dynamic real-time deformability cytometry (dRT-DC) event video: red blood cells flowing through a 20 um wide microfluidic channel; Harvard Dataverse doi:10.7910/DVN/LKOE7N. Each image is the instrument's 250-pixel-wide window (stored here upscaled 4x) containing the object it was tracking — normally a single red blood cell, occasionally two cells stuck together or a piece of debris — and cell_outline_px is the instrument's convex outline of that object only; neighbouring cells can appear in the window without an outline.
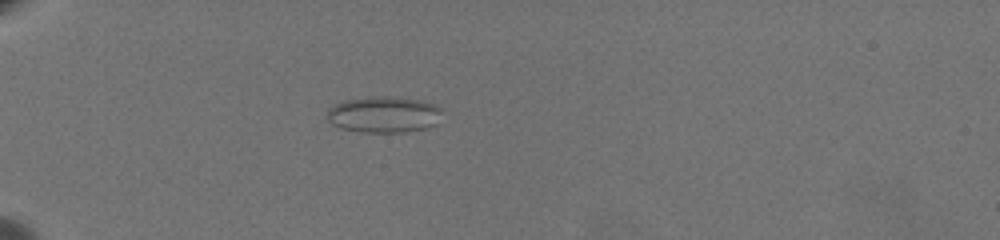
{"species": "common noctule bat (a hibernating species)", "species_latin": "Nyctalus noctula", "temperature_condition": "warm", "stored_images_in_passage": 46, "camera_frame_rate_fps": 3000, "um_per_image_px": 0.085, "animal": {"sex": "female", "body_mass_g": 19.5, "forearm_length_mm": 54.1}, "frame": {"image": 1, "passage_image": 3, "time_ms": 0.667, "image_size_px": [1000, 240], "cell_outline_px": [[444, 108], [436, 124], [424, 128], [404, 132], [360, 132], [340, 128], [332, 124], [324, 116], [328, 108], [332, 104], [344, 100], [368, 96], [392, 96], [420, 100], [436, 104]], "centroid_in_image_um": [32.58, 9.71], "position_along_channel_um": 52.4, "area_um2": 24.85}}
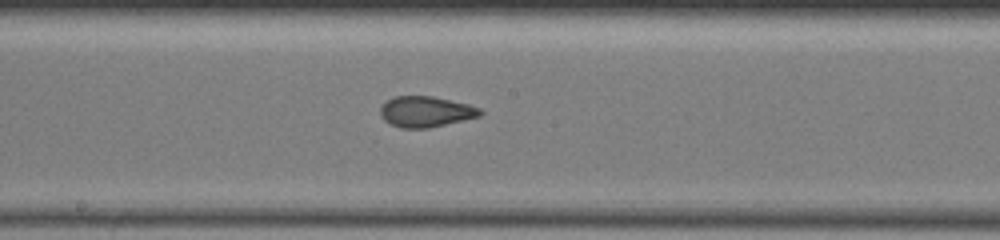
{"frame": {"image": 2, "passage_image": 20, "time_ms": 6.333, "image_size_px": [1000, 240], "cell_outline_px": [[484, 112], [480, 116], [428, 128], [400, 128], [384, 120], [380, 116], [380, 108], [392, 96], [432, 96], [468, 104], [480, 108]], "centroid_in_image_um": [36.18, 9.49], "position_along_channel_um": 212.0, "area_um2": 17.8}}
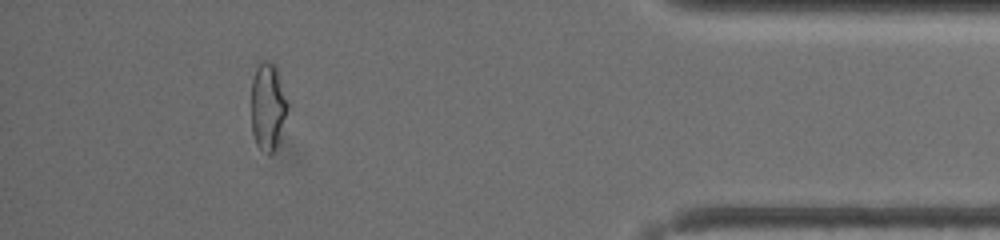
{"frame": {"image": 3, "passage_image": 41, "time_ms": 13.333, "image_size_px": [1000, 240], "cell_outline_px": [[288, 108], [276, 148], [268, 156], [256, 144], [252, 132], [252, 80], [256, 68], [264, 60], [276, 64], [288, 100]], "centroid_in_image_um": [22.78, 9.05], "position_along_channel_um": 412.4, "area_um2": 18.55}, "authors_computed_cell_mechanics": {"area_um2": 18.2648, "velocity_mm_per_s": 3.4016, "shape_relaxation_time_tau1_ms": null, "shape_relaxation_time_tau2_ms": 1.1924, "deformation_change_tau1": null, "deformation_change_tau2": 0.0779}}